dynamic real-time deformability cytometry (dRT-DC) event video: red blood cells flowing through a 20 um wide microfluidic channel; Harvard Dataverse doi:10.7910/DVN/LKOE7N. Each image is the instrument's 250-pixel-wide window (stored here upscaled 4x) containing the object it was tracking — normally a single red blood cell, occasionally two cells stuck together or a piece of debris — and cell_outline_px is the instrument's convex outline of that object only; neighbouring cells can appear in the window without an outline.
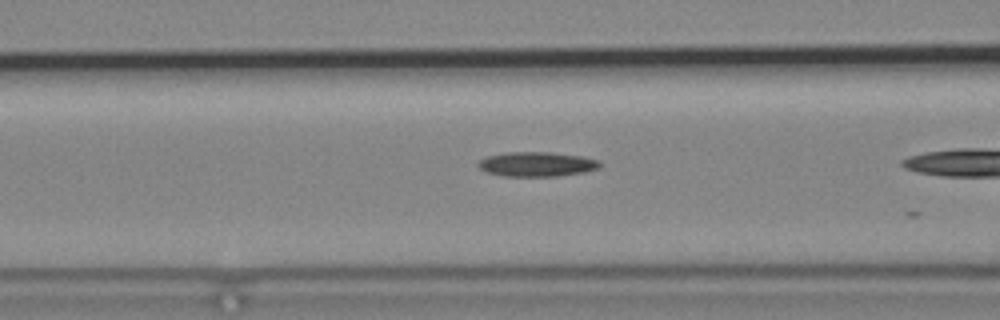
{"species": "common noctule bat (a hibernating species)", "species_latin": "Nyctalus noctula", "temperature_condition": "cold", "stored_images_in_passage": 6, "camera_frame_rate_fps": 3000, "um_per_image_px": 0.085, "animal": {"sex": "male", "body_mass_g": 19.2, "forearm_length_mm": 51.8}, "frame": {"image": 1, "passage_image": 4, "time_ms": 1.0, "image_size_px": [1000, 320], "cell_outline_px": [[600, 168], [584, 172], [556, 176], [504, 176], [488, 172], [480, 168], [476, 164], [480, 160], [488, 156], [508, 152], [552, 152], [584, 156], [600, 160]], "centroid_in_image_um": [45.67, 13.95], "position_along_channel_um": 120.9, "area_um2": 17.46}}